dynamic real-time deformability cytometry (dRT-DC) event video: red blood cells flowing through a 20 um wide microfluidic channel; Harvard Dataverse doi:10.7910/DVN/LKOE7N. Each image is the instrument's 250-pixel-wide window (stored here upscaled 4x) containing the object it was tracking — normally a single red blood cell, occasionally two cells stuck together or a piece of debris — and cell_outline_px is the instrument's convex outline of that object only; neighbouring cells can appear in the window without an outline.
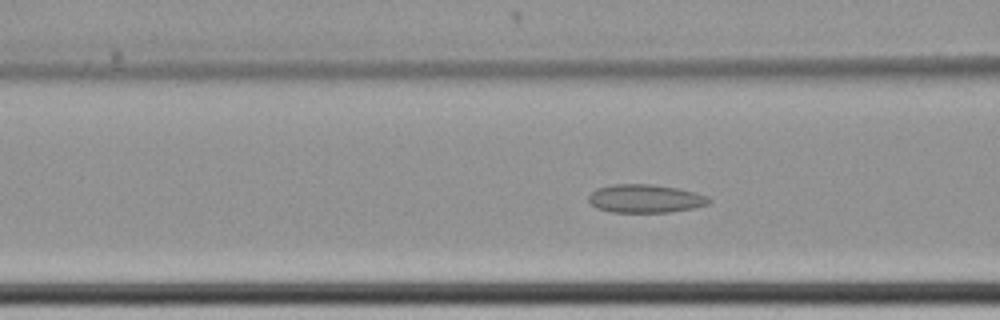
{"species": "common noctule bat (a hibernating species)", "species_latin": "Nyctalus noctula", "temperature_condition": "cold", "stored_images_in_passage": 66, "camera_frame_rate_fps": 3000, "um_per_image_px": 0.085, "animal": {"sex": "female", "body_mass_g": 22.7, "forearm_length_mm": 54.2}, "frame": {"image": 1, "passage_image": 30, "time_ms": 9.667, "image_size_px": [1000, 320], "cell_outline_px": [[712, 200], [708, 204], [696, 208], [672, 212], [612, 212], [596, 208], [588, 200], [588, 196], [596, 188], [612, 184], [652, 184], [680, 188], [696, 192], [708, 196]], "centroid_in_image_um": [54.89, 16.87], "position_along_channel_um": 111.7, "area_um2": 20.17}}
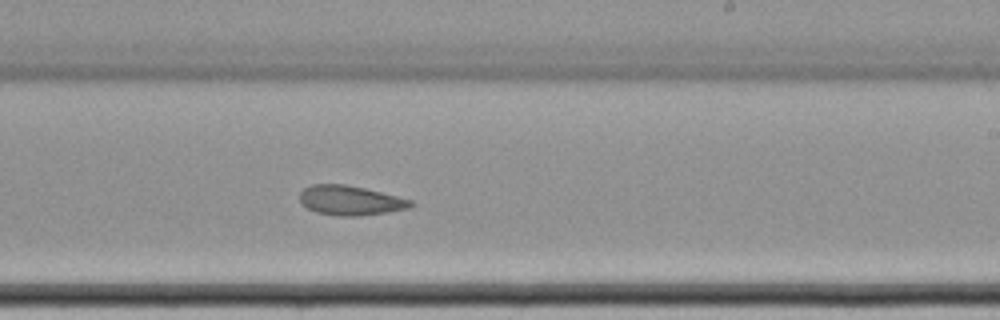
{"frame": {"image": 2, "passage_image": 43, "time_ms": 14.0, "image_size_px": [1000, 320], "cell_outline_px": [[416, 204], [408, 208], [388, 212], [360, 216], [336, 216], [316, 212], [308, 208], [300, 200], [300, 192], [304, 188], [312, 184], [344, 184], [364, 188], [412, 200]], "centroid_in_image_um": [29.78, 17.04], "position_along_channel_um": 259.2, "area_um2": 19.07}}
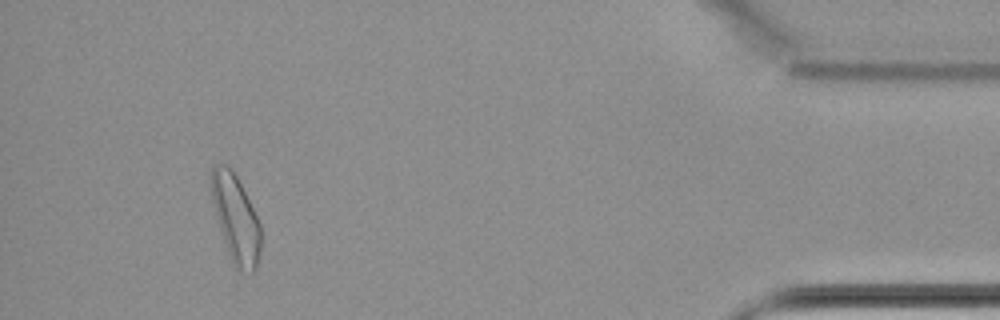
{"frame": {"image": 3, "passage_image": 62, "time_ms": 20.333, "image_size_px": [1000, 320], "cell_outline_px": [[260, 252], [256, 268], [252, 272], [240, 272], [232, 264], [220, 228], [212, 200], [208, 184], [208, 176], [212, 164], [228, 164], [232, 168], [260, 224]], "centroid_in_image_um": [19.99, 18.52], "position_along_channel_um": 415.2, "area_um2": 25.32}, "authors_computed_cell_mechanics": {"area_um2": 21.8773, "velocity_mm_per_s": 3.4051, "shape_relaxation_time_tau1_ms": null, "shape_relaxation_time_tau2_ms": 3.265, "deformation_change_tau1": null, "deformation_change_tau2": 0.1025}}